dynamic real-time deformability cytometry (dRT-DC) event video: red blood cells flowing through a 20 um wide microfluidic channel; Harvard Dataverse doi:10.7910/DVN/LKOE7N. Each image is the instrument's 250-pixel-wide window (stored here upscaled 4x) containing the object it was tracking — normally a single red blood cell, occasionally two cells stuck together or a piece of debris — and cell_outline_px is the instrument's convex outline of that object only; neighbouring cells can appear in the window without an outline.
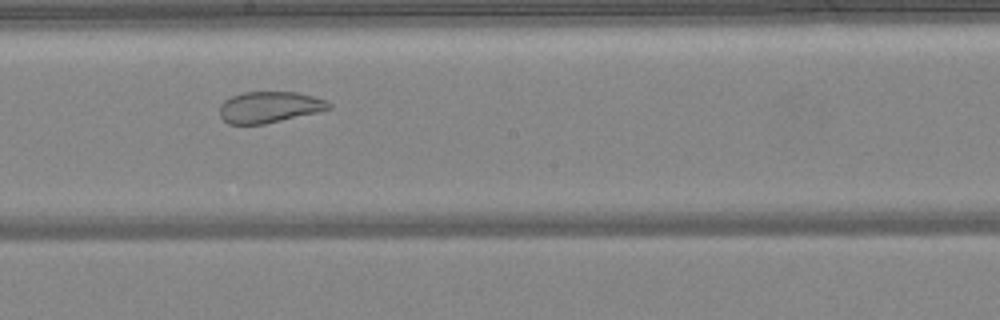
{"species": "common noctule bat (a hibernating species)", "species_latin": "Nyctalus noctula", "temperature_condition": "warm", "stored_images_in_passage": 33, "camera_frame_rate_fps": 3000, "um_per_image_px": 0.085, "animal": {"sex": "female", "body_mass_g": 24.6, "forearm_length_mm": 56.2}, "frame": {"image": 1, "passage_image": 14, "time_ms": 4.333, "image_size_px": [1000, 320], "cell_outline_px": [[332, 108], [316, 112], [264, 124], [228, 124], [220, 116], [220, 104], [224, 100], [232, 96], [244, 92], [296, 92], [328, 100], [332, 104]], "centroid_in_image_um": [22.89, 9.1], "position_along_channel_um": 225.3, "area_um2": 19.77}}
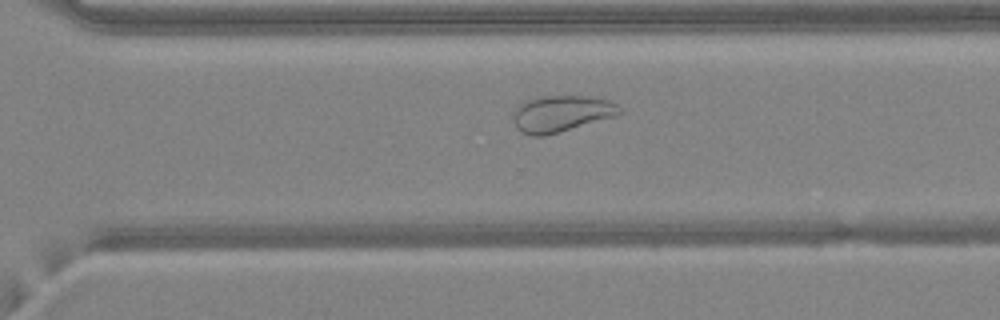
{"frame": {"image": 2, "passage_image": 21, "time_ms": 6.667, "image_size_px": [1000, 320], "cell_outline_px": [[624, 112], [616, 116], [544, 136], [532, 136], [520, 132], [516, 128], [516, 108], [520, 104], [528, 100], [540, 96], [588, 96], [608, 100], [624, 108]], "centroid_in_image_um": [47.78, 9.66], "position_along_channel_um": 322.8, "area_um2": 22.37}}
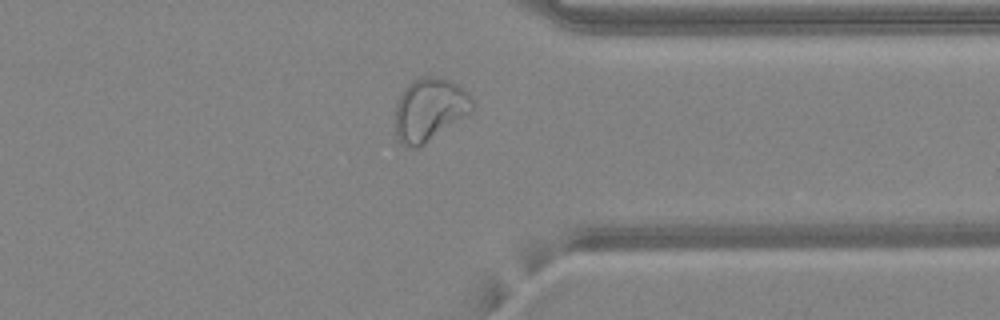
{"frame": {"image": 3, "passage_image": 25, "time_ms": 8.0, "image_size_px": [1000, 320], "cell_outline_px": [[472, 112], [424, 144], [416, 148], [412, 148], [400, 144], [396, 136], [396, 104], [404, 88], [412, 80], [420, 76], [436, 76], [452, 80], [464, 88], [468, 92], [472, 100]], "centroid_in_image_um": [36.51, 9.29], "position_along_channel_um": 374.9, "area_um2": 28.44}}